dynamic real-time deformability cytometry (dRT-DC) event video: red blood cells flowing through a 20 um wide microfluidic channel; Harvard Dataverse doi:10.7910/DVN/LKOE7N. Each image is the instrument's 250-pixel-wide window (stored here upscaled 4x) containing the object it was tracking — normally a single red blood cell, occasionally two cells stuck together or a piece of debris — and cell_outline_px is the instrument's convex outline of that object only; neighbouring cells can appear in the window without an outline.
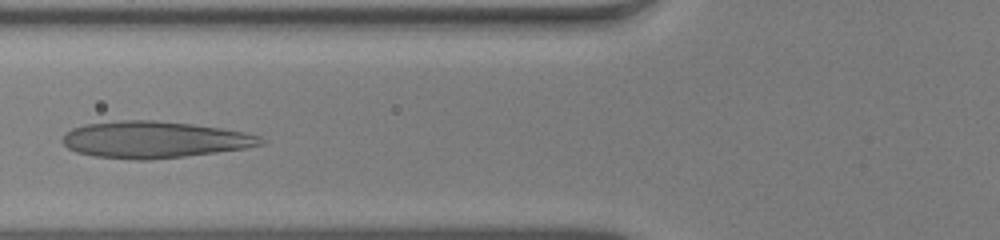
{"species": "human", "species_latin": "Homo sapiens", "temperature_condition": "warm", "stored_images_in_passage": 35, "camera_frame_rate_fps": 3000, "um_per_image_px": 0.085, "donor": {"sex": "male"}, "frame": {"image": 1, "passage_image": 6, "time_ms": 1.667, "image_size_px": [1000, 240], "cell_outline_px": [[264, 144], [244, 148], [216, 152], [184, 156], [148, 160], [136, 160], [92, 156], [76, 152], [68, 148], [60, 140], [72, 128], [84, 124], [120, 120], [156, 120], [192, 124], [220, 128], [244, 132], [260, 136], [264, 140]], "centroid_in_image_um": [13.08, 11.87], "position_along_channel_um": 112.7, "area_um2": 42.31}}
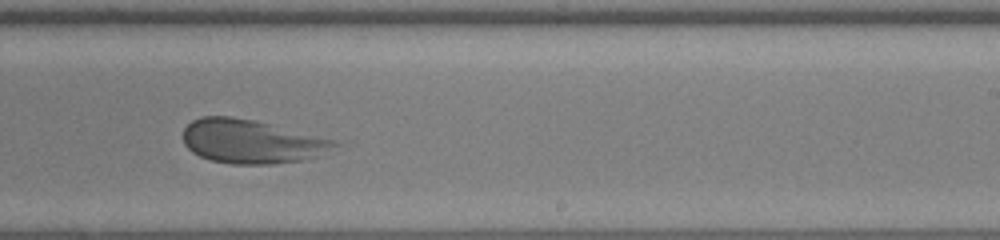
{"frame": {"image": 2, "passage_image": 18, "time_ms": 5.667, "image_size_px": [1000, 240], "cell_outline_px": [[340, 144], [312, 156], [300, 160], [272, 164], [232, 164], [212, 160], [200, 156], [192, 152], [184, 144], [184, 128], [192, 120], [200, 116], [232, 116], [252, 120], [336, 140]], "centroid_in_image_um": [21.28, 12.01], "position_along_channel_um": 267.7, "area_um2": 37.92}}
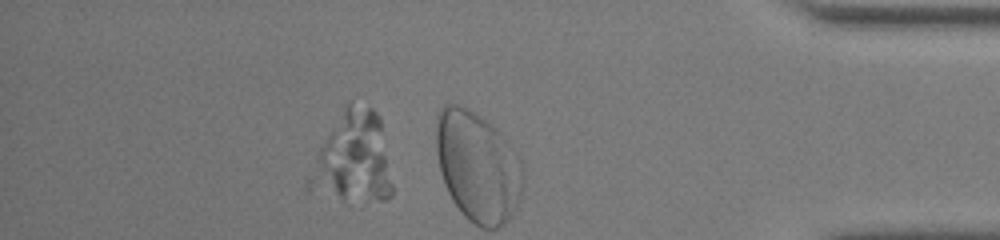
{"frame": {"image": 3, "passage_image": 30, "time_ms": 9.667, "image_size_px": [1000, 240], "cell_outline_px": [[392, 196], [388, 200], [352, 208], [348, 208], [308, 192], [304, 188], [304, 180], [316, 152], [348, 100], [352, 100], [372, 108], [380, 116], [392, 184]], "centroid_in_image_um": [29.92, 13.64], "position_along_channel_um": 405.3, "area_um2": 47.16}}